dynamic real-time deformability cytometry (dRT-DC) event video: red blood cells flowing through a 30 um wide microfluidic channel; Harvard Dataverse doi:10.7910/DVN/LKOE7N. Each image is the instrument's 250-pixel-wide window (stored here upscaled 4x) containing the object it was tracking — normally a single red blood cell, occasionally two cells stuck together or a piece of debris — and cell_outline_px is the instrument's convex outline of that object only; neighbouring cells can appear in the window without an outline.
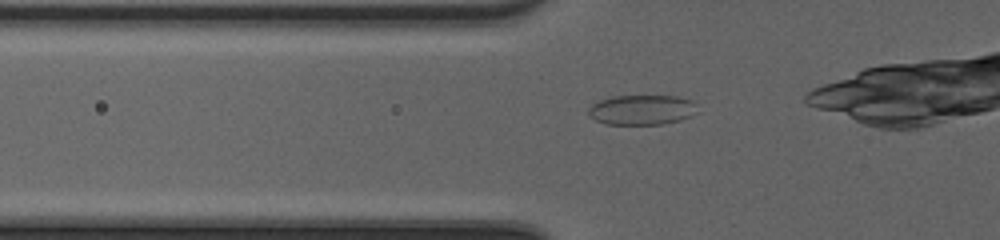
{"species": "common noctule bat (a hibernating species)", "species_latin": "Nyctalus noctula", "temperature_condition": "cold", "stored_images_in_passage": 34, "camera_frame_rate_fps": 3000, "um_per_image_px": 0.085, "animal": {"sex": "female", "body_mass_g": 20.0, "forearm_length_mm": 54.0}, "frame": {"image": 1, "passage_image": 11, "time_ms": 3.333, "image_size_px": [1000, 240], "cell_outline_px": [[700, 112], [692, 116], [680, 120], [664, 124], [604, 124], [588, 116], [588, 108], [592, 104], [600, 100], [612, 96], [676, 96], [692, 100], [696, 104]], "centroid_in_image_um": [54.59, 9.34], "position_along_channel_um": 71.2, "area_um2": 19.31}}
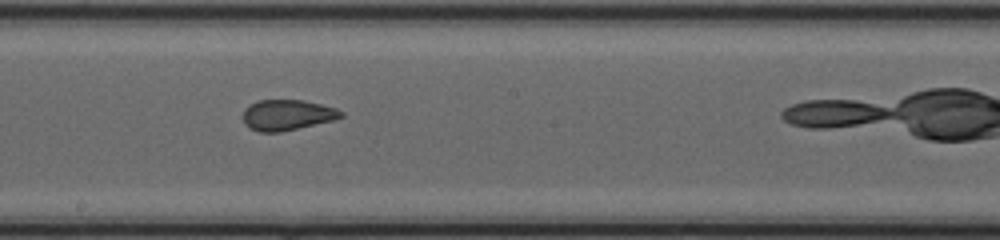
{"frame": {"image": 2, "passage_image": 22, "time_ms": 7.0, "image_size_px": [1000, 240], "cell_outline_px": [[344, 116], [332, 120], [280, 132], [260, 132], [248, 128], [244, 124], [244, 108], [248, 104], [260, 100], [304, 100], [336, 108], [344, 112]], "centroid_in_image_um": [24.38, 9.77], "position_along_channel_um": 223.8, "area_um2": 17.46}}
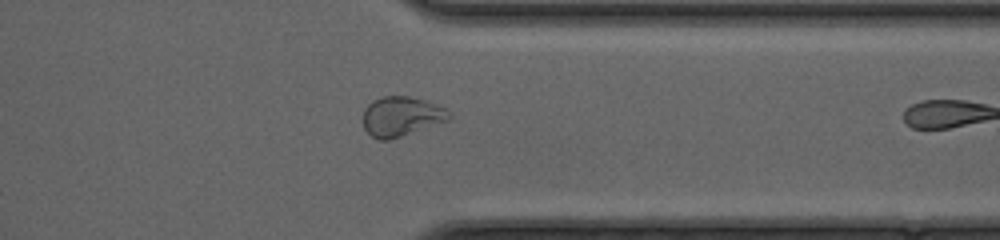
{"frame": {"image": 3, "passage_image": 33, "time_ms": 10.667, "image_size_px": [1000, 240], "cell_outline_px": [[452, 116], [448, 120], [388, 140], [380, 140], [372, 136], [364, 128], [364, 108], [372, 100], [384, 96], [408, 96], [424, 100], [444, 108]], "centroid_in_image_um": [34.08, 9.88], "position_along_channel_um": 377.3, "area_um2": 19.48}}